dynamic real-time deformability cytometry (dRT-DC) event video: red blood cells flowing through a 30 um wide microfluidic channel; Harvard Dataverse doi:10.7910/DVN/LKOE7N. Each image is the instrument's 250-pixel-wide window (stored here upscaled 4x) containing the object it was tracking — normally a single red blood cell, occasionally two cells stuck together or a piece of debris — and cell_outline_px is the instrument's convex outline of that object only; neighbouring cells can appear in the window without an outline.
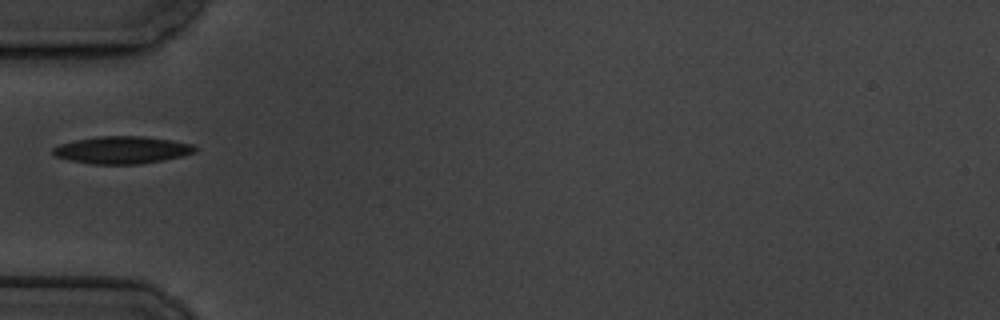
{"species": "common noctule bat (a hibernating species)", "species_latin": "Nyctalus noctula", "temperature_condition": "cold", "stored_images_in_passage": 3, "camera_frame_rate_fps": 3000, "um_per_image_px": 0.085, "animal": {"sex": "male", "body_mass_g": 19.5, "forearm_length_mm": 54.6}, "frame": {"image": 1, "passage_image": 1, "time_ms": 0.0, "image_size_px": [1000, 320], "cell_outline_px": [[196, 152], [180, 156], [140, 164], [92, 164], [72, 160], [56, 156], [52, 152], [52, 148], [60, 144], [76, 140], [96, 136], [144, 136], [172, 140], [192, 144], [196, 148]], "centroid_in_image_um": [10.37, 12.74], "position_along_channel_um": 74.6, "area_um2": 22.43}}
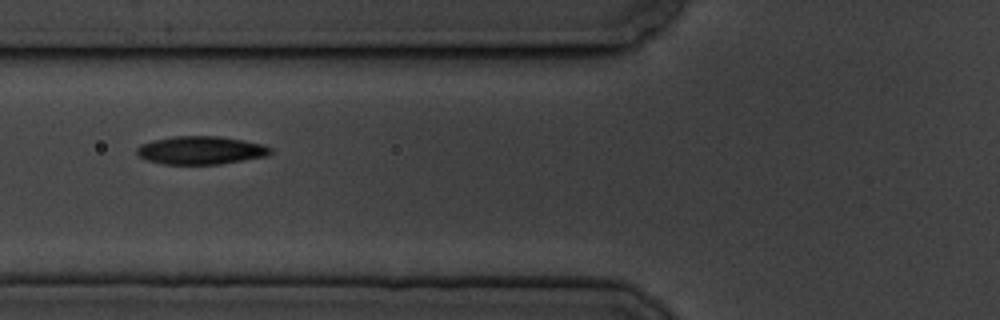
{"frame": {"image": 2, "passage_image": 2, "time_ms": 1.0, "image_size_px": [1000, 320], "cell_outline_px": [[272, 152], [268, 156], [220, 164], [164, 164], [148, 160], [140, 156], [136, 152], [136, 148], [140, 144], [152, 140], [172, 136], [220, 136], [244, 140], [264, 144], [272, 148]], "centroid_in_image_um": [17.09, 12.76], "position_along_channel_um": 108.7, "area_um2": 22.08}}
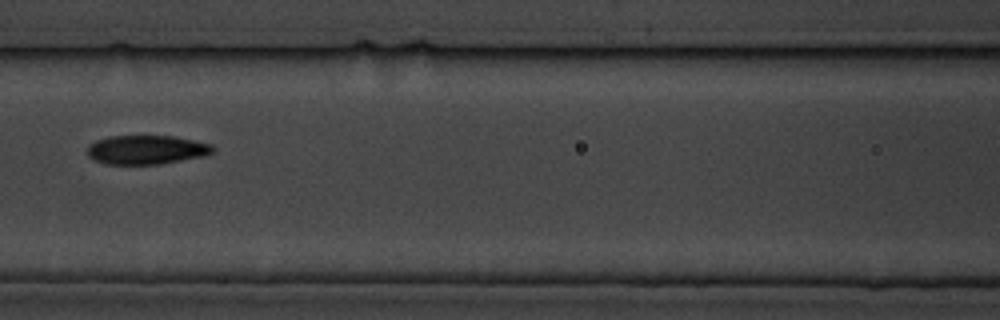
{"frame": {"image": 3, "passage_image": 3, "time_ms": 2.333, "image_size_px": [1000, 320], "cell_outline_px": [[216, 152], [204, 156], [160, 164], [104, 164], [88, 156], [88, 144], [96, 140], [108, 136], [172, 136], [212, 144], [216, 148]], "centroid_in_image_um": [12.47, 12.73], "position_along_channel_um": 154.1, "area_um2": 21.33}}